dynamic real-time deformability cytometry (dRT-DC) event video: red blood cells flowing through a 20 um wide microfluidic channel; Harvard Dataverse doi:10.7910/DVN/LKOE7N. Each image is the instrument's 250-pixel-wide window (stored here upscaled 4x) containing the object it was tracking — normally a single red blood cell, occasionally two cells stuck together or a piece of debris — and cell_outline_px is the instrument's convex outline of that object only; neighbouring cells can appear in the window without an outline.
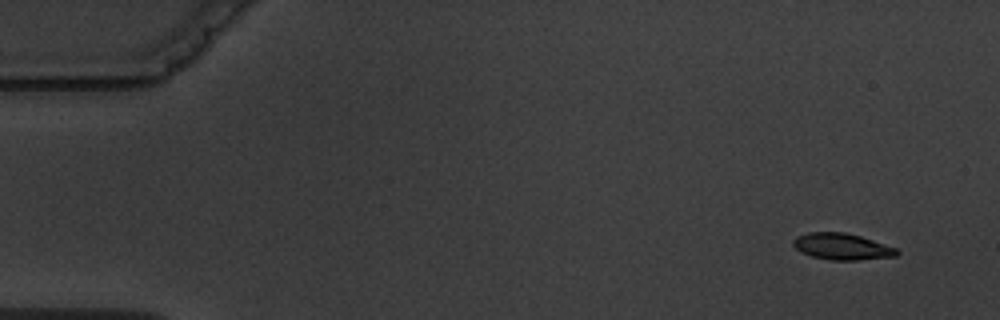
{"species": "common noctule bat (a hibernating species)", "species_latin": "Nyctalus noctula", "temperature_condition": "warm", "stored_images_in_passage": 4, "camera_frame_rate_fps": 3000, "um_per_image_px": 0.085, "animal": {"sex": "male", "body_mass_g": 19.5, "forearm_length_mm": 54.6}, "frame": {"image": 1, "passage_image": 1, "time_ms": 0.0, "image_size_px": [1000, 320], "cell_outline_px": [[900, 252], [896, 256], [856, 260], [828, 260], [812, 256], [796, 248], [792, 244], [792, 240], [796, 236], [808, 232], [844, 232], [860, 236], [896, 248]], "centroid_in_image_um": [71.55, 20.95], "position_along_channel_um": 13.5, "area_um2": 15.84}}
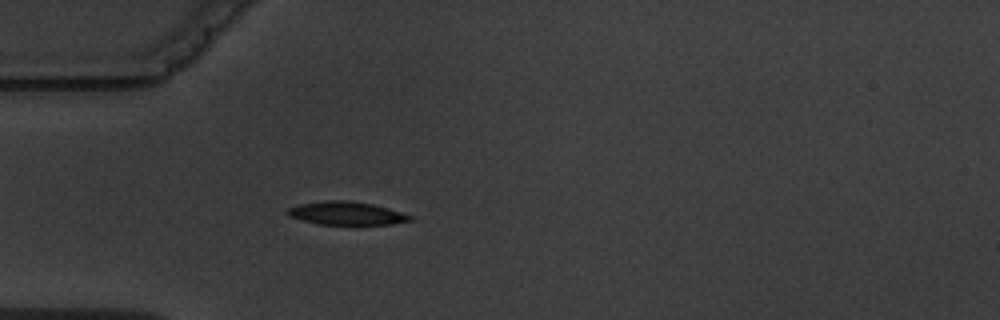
{"frame": {"image": 2, "passage_image": 4, "time_ms": 4.333, "image_size_px": [1000, 320], "cell_outline_px": [[412, 220], [392, 224], [356, 228], [320, 224], [288, 216], [288, 208], [300, 204], [328, 200], [348, 200], [372, 204], [400, 212], [412, 216]], "centroid_in_image_um": [29.5, 18.18], "position_along_channel_um": 55.5, "area_um2": 17.22}}